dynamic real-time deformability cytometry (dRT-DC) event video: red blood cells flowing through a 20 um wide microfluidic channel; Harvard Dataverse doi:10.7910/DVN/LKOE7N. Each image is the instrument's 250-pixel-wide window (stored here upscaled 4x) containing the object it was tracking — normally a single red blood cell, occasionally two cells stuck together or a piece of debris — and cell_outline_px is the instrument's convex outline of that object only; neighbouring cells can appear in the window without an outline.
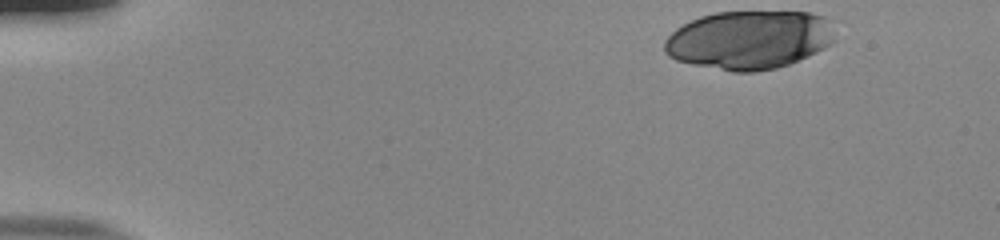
{"species": "human", "species_latin": "Homo sapiens", "temperature_condition": "room temperature", "stored_images_in_passage": 48, "camera_frame_rate_fps": 3000, "um_per_image_px": 0.085, "donor": {"sex": "male"}, "frame": {"image": 1, "passage_image": 1, "time_ms": 0.0, "image_size_px": [1000, 240], "cell_outline_px": [[836, 40], [832, 44], [808, 56], [788, 64], [776, 68], [756, 72], [732, 72], [692, 64], [676, 60], [668, 56], [664, 52], [664, 40], [676, 28], [700, 16], [716, 12], [812, 12], [824, 16]], "centroid_in_image_um": [63.65, 3.4], "position_along_channel_um": 21.3, "area_um2": 58.26}}